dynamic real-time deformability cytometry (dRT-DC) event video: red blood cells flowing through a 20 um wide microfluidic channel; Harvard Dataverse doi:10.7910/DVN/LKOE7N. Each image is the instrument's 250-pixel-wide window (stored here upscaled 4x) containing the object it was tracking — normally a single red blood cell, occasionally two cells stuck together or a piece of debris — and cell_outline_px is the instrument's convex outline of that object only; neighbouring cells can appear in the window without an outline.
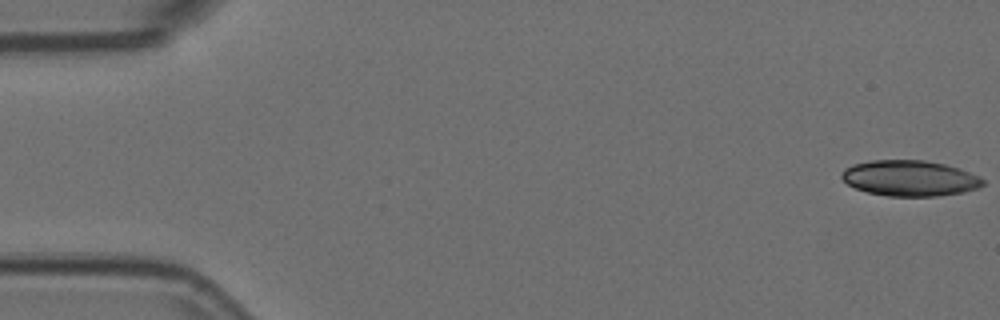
{"species": "Egyptian fruit bat (a non-hibernating species)", "species_latin": "Rousettus aegyptiacus", "temperature_condition": "room temperature", "stored_images_in_passage": 54, "camera_frame_rate_fps": 3000, "um_per_image_px": 0.085, "animal": {"sex": "female"}, "frame": {"image": 1, "passage_image": 1, "time_ms": 0.0, "image_size_px": [1000, 320], "cell_outline_px": [[984, 184], [980, 188], [964, 192], [936, 196], [888, 196], [868, 192], [856, 188], [848, 184], [840, 176], [844, 168], [852, 164], [872, 160], [924, 160], [944, 164], [960, 168], [980, 176], [984, 180]], "centroid_in_image_um": [77.36, 15.14], "position_along_channel_um": 7.6, "area_um2": 29.54}}
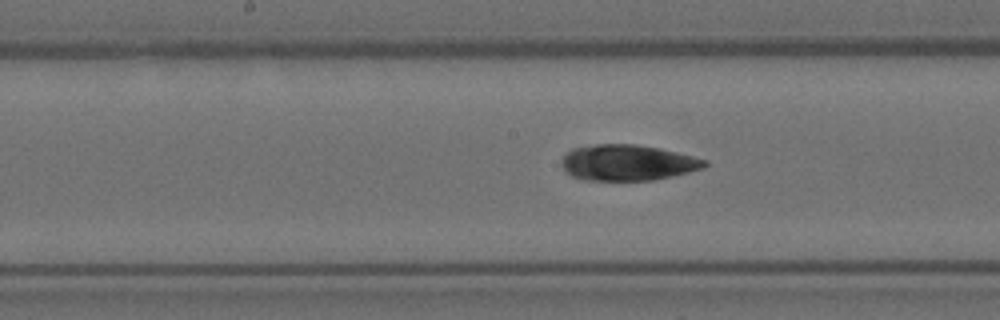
{"frame": {"image": 2, "passage_image": 27, "time_ms": 8.667, "image_size_px": [1000, 320], "cell_outline_px": [[708, 164], [704, 168], [656, 180], [584, 180], [572, 176], [564, 172], [560, 164], [560, 160], [572, 148], [596, 144], [636, 144], [660, 148], [708, 160]], "centroid_in_image_um": [53.32, 13.83], "position_along_channel_um": 194.9, "area_um2": 30.11}}
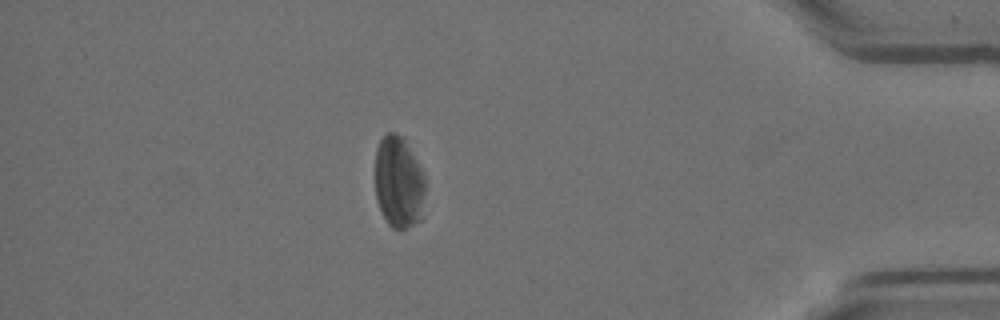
{"frame": {"image": 3, "passage_image": 47, "time_ms": 15.333, "image_size_px": [1000, 320], "cell_outline_px": [[424, 192], [420, 220], [416, 224], [404, 228], [392, 228], [388, 224], [376, 200], [376, 148], [384, 132], [392, 132], [404, 136], [424, 176]], "centroid_in_image_um": [33.87, 15.45], "position_along_channel_um": 401.3, "area_um2": 26.76}, "authors_computed_cell_mechanics": {"area_um2": 29.5647, "velocity_mm_per_s": 3.7255, "shape_relaxation_time_tau1_ms": 2.2813, "shape_relaxation_time_tau2_ms": 4.4134, "deformation_change_tau1": 0.044, "deformation_change_tau2": 0.1182}}